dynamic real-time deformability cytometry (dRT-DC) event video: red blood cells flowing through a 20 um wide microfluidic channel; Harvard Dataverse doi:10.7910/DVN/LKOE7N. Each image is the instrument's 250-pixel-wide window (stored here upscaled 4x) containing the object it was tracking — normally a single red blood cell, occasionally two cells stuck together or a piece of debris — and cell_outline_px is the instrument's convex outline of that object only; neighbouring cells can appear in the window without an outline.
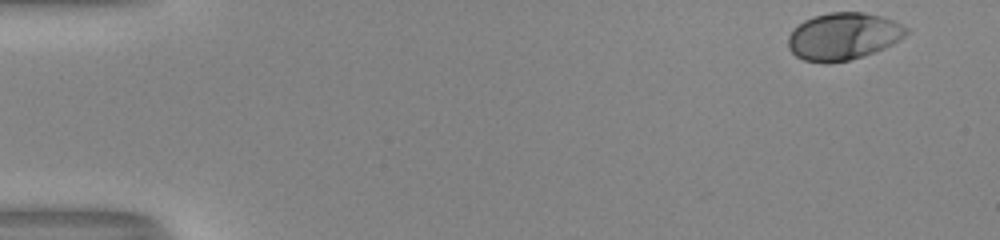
{"species": "human", "species_latin": "Homo sapiens", "temperature_condition": "room temperature", "stored_images_in_passage": 43, "camera_frame_rate_fps": 3000, "um_per_image_px": 0.085, "donor": {"sex": "male"}, "frame": {"image": 1, "passage_image": 1, "time_ms": 0.0, "image_size_px": [1000, 240], "cell_outline_px": [[908, 32], [904, 36], [892, 44], [884, 48], [848, 60], [828, 64], [804, 60], [796, 56], [788, 48], [788, 36], [792, 28], [804, 20], [812, 16], [828, 12], [864, 12], [880, 16], [892, 20], [908, 28]], "centroid_in_image_um": [71.62, 3.08], "position_along_channel_um": 13.4, "area_um2": 32.48}}
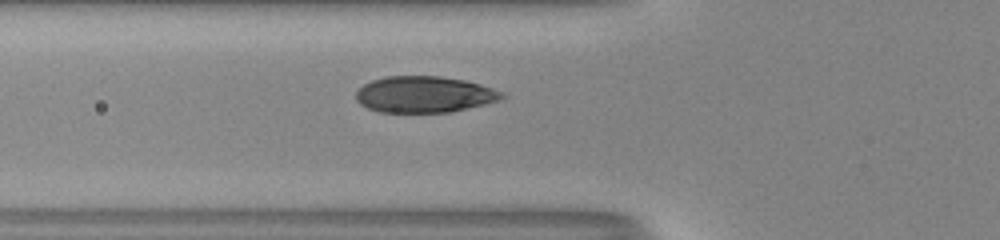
{"frame": {"image": 2, "passage_image": 18, "time_ms": 5.667, "image_size_px": [1000, 240], "cell_outline_px": [[504, 96], [500, 100], [484, 104], [448, 112], [380, 112], [368, 108], [360, 104], [356, 100], [356, 92], [364, 84], [372, 80], [384, 76], [440, 76], [464, 80], [480, 84], [504, 92]], "centroid_in_image_um": [36.05, 8.02], "position_along_channel_um": 89.8, "area_um2": 30.75}}
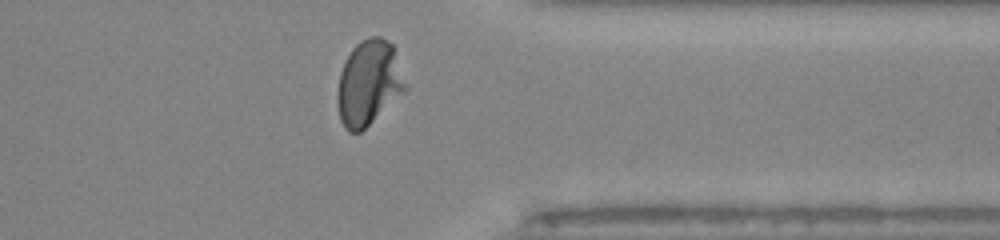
{"frame": {"image": 3, "passage_image": 40, "time_ms": 13.0, "image_size_px": [1000, 240], "cell_outline_px": [[408, 88], [404, 92], [360, 132], [348, 132], [344, 128], [340, 120], [336, 100], [340, 72], [352, 48], [360, 40], [368, 36], [380, 36], [392, 44], [408, 84]], "centroid_in_image_um": [31.35, 7.04], "position_along_channel_um": 380.1, "area_um2": 33.76}, "authors_computed_cell_mechanics": {"area_um2": 31.9056, "velocity_mm_per_s": 4.0351, "shape_relaxation_time_tau1_ms": 2.7865, "shape_relaxation_time_tau2_ms": null, "deformation_change_tau1": 0.1705, "deformation_change_tau2": null}}